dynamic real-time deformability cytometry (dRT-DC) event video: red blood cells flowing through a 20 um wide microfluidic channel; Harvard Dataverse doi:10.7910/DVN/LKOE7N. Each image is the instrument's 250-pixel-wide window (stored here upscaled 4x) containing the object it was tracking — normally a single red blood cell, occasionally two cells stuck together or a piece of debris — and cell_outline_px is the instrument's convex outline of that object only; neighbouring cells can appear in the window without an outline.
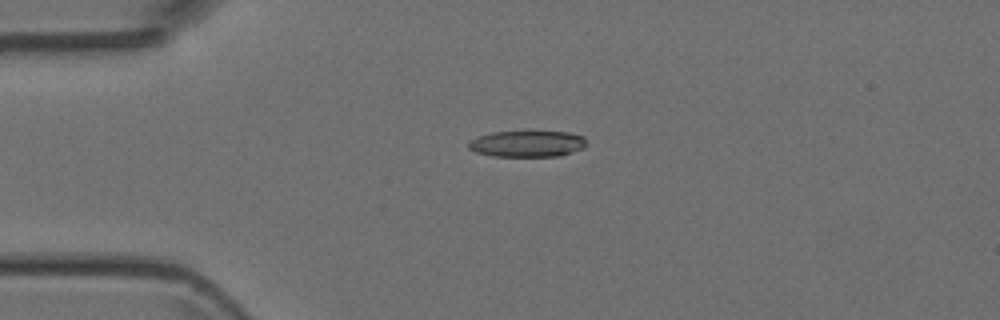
{"species": "Egyptian fruit bat (a non-hibernating species)", "species_latin": "Rousettus aegyptiacus", "temperature_condition": "room temperature", "stored_images_in_passage": 3, "camera_frame_rate_fps": 3000, "um_per_image_px": 0.085, "animal": {"sex": "female"}, "frame": {"image": 1, "passage_image": 2, "time_ms": 2.0, "image_size_px": [1000, 320], "cell_outline_px": [[584, 148], [560, 156], [492, 156], [476, 152], [468, 148], [468, 140], [476, 136], [492, 132], [568, 132], [584, 136]], "centroid_in_image_um": [44.76, 12.22], "position_along_channel_um": 40.2, "area_um2": 18.03}}